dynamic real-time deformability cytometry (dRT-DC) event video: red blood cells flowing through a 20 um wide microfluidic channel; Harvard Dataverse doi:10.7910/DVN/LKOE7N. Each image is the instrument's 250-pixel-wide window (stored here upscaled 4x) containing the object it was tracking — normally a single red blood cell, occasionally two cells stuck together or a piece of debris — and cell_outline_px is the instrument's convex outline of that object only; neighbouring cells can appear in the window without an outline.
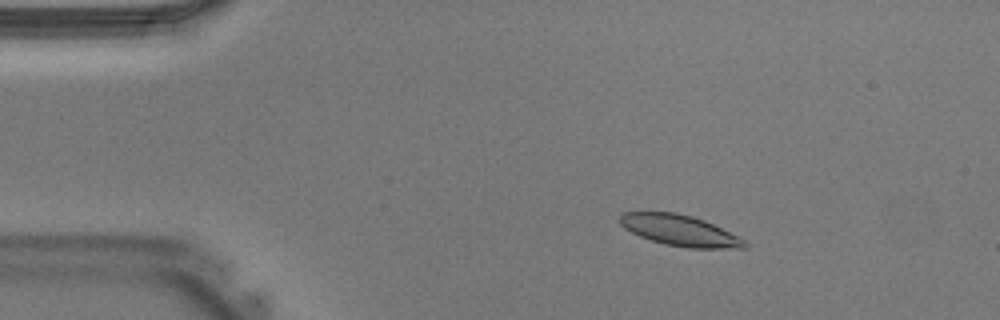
{"species": "Egyptian fruit bat (a non-hibernating species)", "species_latin": "Rousettus aegyptiacus", "temperature_condition": "warm", "stored_images_in_passage": 38, "camera_frame_rate_fps": 3000, "um_per_image_px": 0.085, "animal": {"sex": "male"}, "frame": {"image": 1, "passage_image": 4, "time_ms": 1.0, "image_size_px": [1000, 320], "cell_outline_px": [[748, 244], [744, 248], [688, 248], [664, 244], [640, 236], [624, 228], [620, 224], [620, 216], [624, 212], [676, 212], [692, 216], [704, 220], [744, 240]], "centroid_in_image_um": [57.75, 19.58], "position_along_channel_um": 27.2, "area_um2": 22.14}}
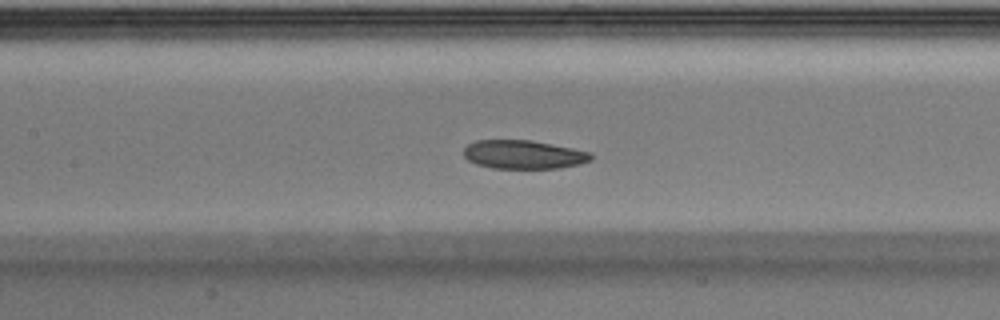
{"frame": {"image": 2, "passage_image": 16, "time_ms": 5.0, "image_size_px": [1000, 320], "cell_outline_px": [[592, 160], [580, 164], [560, 168], [492, 168], [476, 164], [468, 160], [464, 156], [464, 148], [468, 144], [476, 140], [532, 140], [592, 152]], "centroid_in_image_um": [44.51, 13.13], "position_along_channel_um": 162.9, "area_um2": 21.33}}
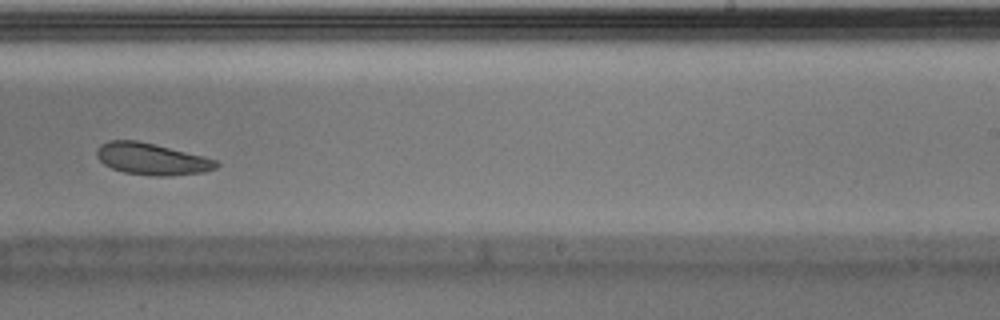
{"frame": {"image": 3, "passage_image": 23, "time_ms": 7.333, "image_size_px": [1000, 320], "cell_outline_px": [[220, 164], [216, 168], [204, 172], [172, 176], [156, 176], [124, 172], [112, 168], [104, 164], [96, 156], [96, 148], [100, 144], [108, 140], [136, 140], [204, 156], [216, 160]], "centroid_in_image_um": [12.89, 13.51], "position_along_channel_um": 276.1, "area_um2": 22.08}}